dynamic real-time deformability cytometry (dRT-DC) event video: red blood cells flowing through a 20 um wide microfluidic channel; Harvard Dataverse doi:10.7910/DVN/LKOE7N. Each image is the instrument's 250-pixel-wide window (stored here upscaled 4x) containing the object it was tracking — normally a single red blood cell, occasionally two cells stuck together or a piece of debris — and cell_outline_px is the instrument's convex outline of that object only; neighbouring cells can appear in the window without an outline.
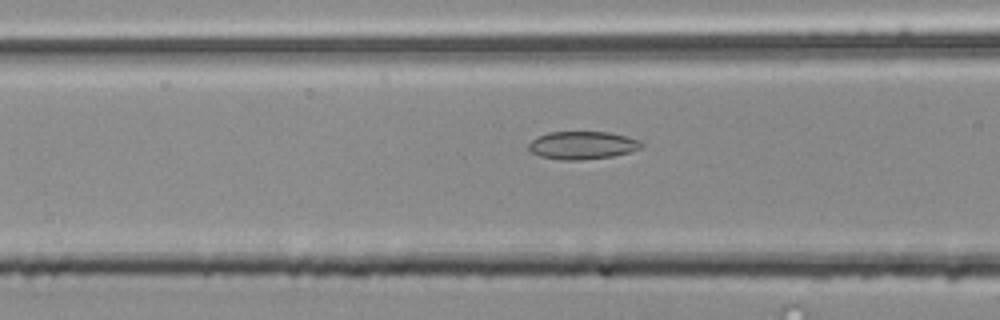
{"species": "common noctule bat (a hibernating species)", "species_latin": "Nyctalus noctula", "temperature_condition": "room temperature", "stored_images_in_passage": 8, "camera_frame_rate_fps": 3000, "um_per_image_px": 0.085, "animal": {"sex": "male", "body_mass_g": 20.4}, "frame": {"image": 1, "passage_image": 6, "time_ms": 1.667, "image_size_px": [1000, 320], "cell_outline_px": [[644, 144], [640, 148], [632, 152], [612, 156], [580, 160], [564, 160], [540, 156], [532, 152], [528, 148], [528, 144], [536, 136], [548, 132], [608, 132], [640, 140]], "centroid_in_image_um": [49.5, 12.34], "position_along_channel_um": 117.1, "area_um2": 18.32}}